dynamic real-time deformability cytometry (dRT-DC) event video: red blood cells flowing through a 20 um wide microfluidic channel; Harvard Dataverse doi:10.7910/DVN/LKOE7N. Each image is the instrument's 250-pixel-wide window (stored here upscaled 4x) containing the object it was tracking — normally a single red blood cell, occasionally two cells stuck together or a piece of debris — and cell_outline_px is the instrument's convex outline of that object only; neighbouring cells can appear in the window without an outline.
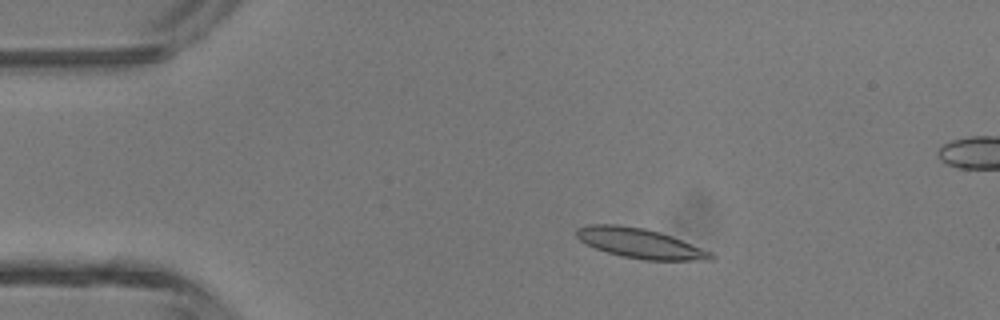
{"species": "common noctule bat (a hibernating species)", "species_latin": "Nyctalus noctula", "temperature_condition": "room temperature", "stored_images_in_passage": 5, "camera_frame_rate_fps": 3000, "um_per_image_px": 0.085, "animal": {"sex": "male", "body_mass_g": 13.3}, "frame": {"image": 1, "passage_image": 3, "time_ms": 0.667, "image_size_px": [1000, 320], "cell_outline_px": [[716, 256], [712, 260], [644, 260], [624, 256], [608, 252], [596, 248], [580, 240], [576, 236], [576, 228], [588, 224], [616, 224], [644, 228], [660, 232], [672, 236], [712, 252]], "centroid_in_image_um": [54.42, 20.67], "position_along_channel_um": 30.6, "area_um2": 23.24}}